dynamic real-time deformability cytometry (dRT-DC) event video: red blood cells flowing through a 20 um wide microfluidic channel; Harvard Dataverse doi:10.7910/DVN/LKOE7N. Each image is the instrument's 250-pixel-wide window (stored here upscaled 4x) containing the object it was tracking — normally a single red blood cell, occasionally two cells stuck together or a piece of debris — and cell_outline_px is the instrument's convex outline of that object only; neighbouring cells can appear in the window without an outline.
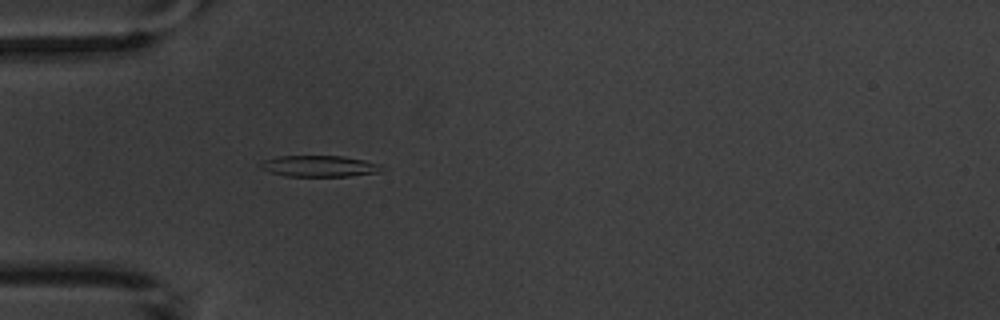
{"species": "common noctule bat (a hibernating species)", "species_latin": "Nyctalus noctula", "temperature_condition": "warm", "stored_images_in_passage": 4, "camera_frame_rate_fps": 3000, "um_per_image_px": 0.085, "animal": {"sex": "male", "body_mass_g": 20.1, "forearm_length_mm": 53.5}, "frame": {"image": 1, "passage_image": 4, "time_ms": 4.0, "image_size_px": [1000, 320], "cell_outline_px": [[384, 168], [380, 172], [348, 176], [284, 176], [268, 172], [260, 168], [256, 164], [264, 160], [276, 156], [344, 156], [364, 160], [380, 164]], "centroid_in_image_um": [27.08, 14.12], "position_along_channel_um": 57.9, "area_um2": 15.2}}